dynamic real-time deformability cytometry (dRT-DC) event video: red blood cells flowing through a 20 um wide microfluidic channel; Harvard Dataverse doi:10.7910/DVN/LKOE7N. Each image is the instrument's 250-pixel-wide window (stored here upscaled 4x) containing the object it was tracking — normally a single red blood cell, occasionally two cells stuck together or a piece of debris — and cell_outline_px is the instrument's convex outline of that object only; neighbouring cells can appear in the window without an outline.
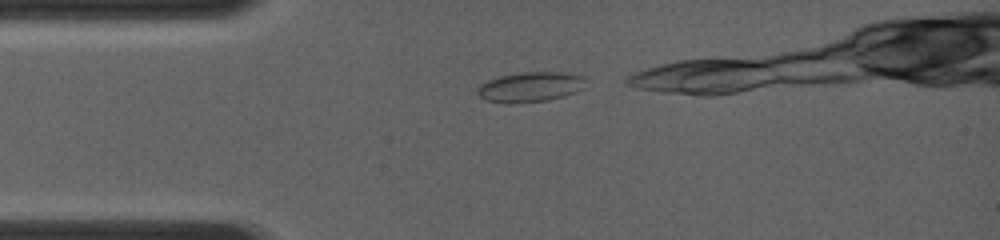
{"species": "common noctule bat (a hibernating species)", "species_latin": "Nyctalus noctula", "temperature_condition": "room temperature", "stored_images_in_passage": 2, "camera_frame_rate_fps": 4000, "um_per_image_px": 0.085, "animal": {"sex": "female", "body_mass_g": 19.0, "forearm_length_mm": 56.7}, "frame": {"image": 1, "passage_image": 1, "time_ms": 0.0, "image_size_px": [1000, 240], "cell_outline_px": [[588, 76], [584, 88], [576, 92], [564, 96], [548, 100], [508, 104], [504, 104], [484, 100], [476, 92], [476, 88], [480, 84], [488, 80], [500, 76], [520, 72], [568, 72]], "centroid_in_image_um": [45.11, 7.39], "position_along_channel_um": 39.9, "area_um2": 19.48}}